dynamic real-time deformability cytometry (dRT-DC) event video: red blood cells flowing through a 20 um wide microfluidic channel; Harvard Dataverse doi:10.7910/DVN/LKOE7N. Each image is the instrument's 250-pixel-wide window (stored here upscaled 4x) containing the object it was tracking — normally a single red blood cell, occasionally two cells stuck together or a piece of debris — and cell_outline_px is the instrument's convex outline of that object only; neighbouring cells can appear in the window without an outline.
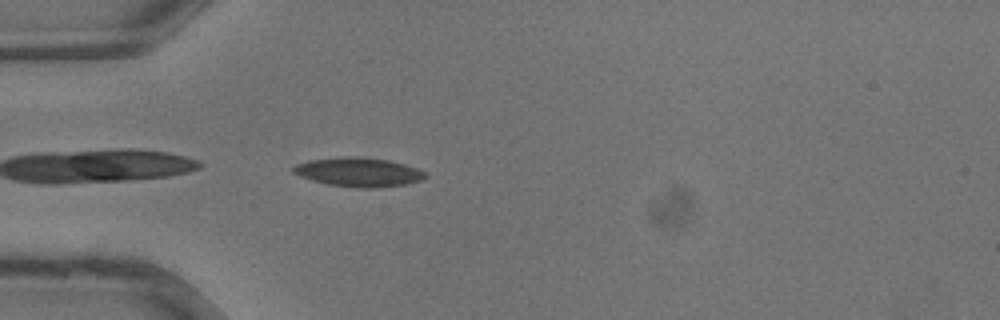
{"species": "common noctule bat (a hibernating species)", "species_latin": "Nyctalus noctula", "temperature_condition": "warm", "stored_images_in_passage": 2, "camera_frame_rate_fps": 3000, "um_per_image_px": 0.085, "animal": {"sex": "male", "body_mass_g": 13.3}, "frame": {"image": 1, "passage_image": 2, "time_ms": 0.333, "image_size_px": [1000, 320], "cell_outline_px": [[428, 176], [420, 180], [404, 184], [372, 188], [356, 188], [328, 184], [312, 180], [300, 176], [292, 172], [292, 168], [296, 164], [308, 160], [340, 156], [356, 156], [388, 160], [404, 164], [416, 168], [424, 172]], "centroid_in_image_um": [30.43, 14.62], "position_along_channel_um": 54.6, "area_um2": 22.31}}